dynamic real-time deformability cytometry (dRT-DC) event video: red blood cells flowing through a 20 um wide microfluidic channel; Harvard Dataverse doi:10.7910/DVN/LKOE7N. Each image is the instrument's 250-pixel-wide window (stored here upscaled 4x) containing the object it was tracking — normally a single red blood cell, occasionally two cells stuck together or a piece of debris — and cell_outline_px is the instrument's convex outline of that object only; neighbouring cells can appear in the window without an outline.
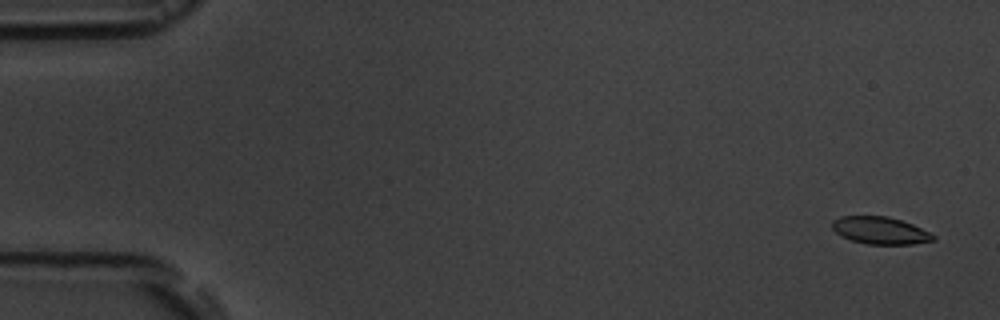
{"species": "common noctule bat (a hibernating species)", "species_latin": "Nyctalus noctula", "temperature_condition": "room temperature", "stored_images_in_passage": 15, "camera_frame_rate_fps": 3000, "um_per_image_px": 0.085, "animal": {"sex": "male", "body_mass_g": 19.5, "forearm_length_mm": 54.6}, "frame": {"image": 1, "passage_image": 1, "time_ms": 0.0, "image_size_px": [1000, 320], "cell_outline_px": [[936, 240], [912, 244], [868, 244], [852, 240], [840, 236], [832, 228], [832, 220], [840, 216], [888, 216], [912, 224], [936, 236]], "centroid_in_image_um": [74.8, 19.59], "position_along_channel_um": 10.2, "area_um2": 16.01}}
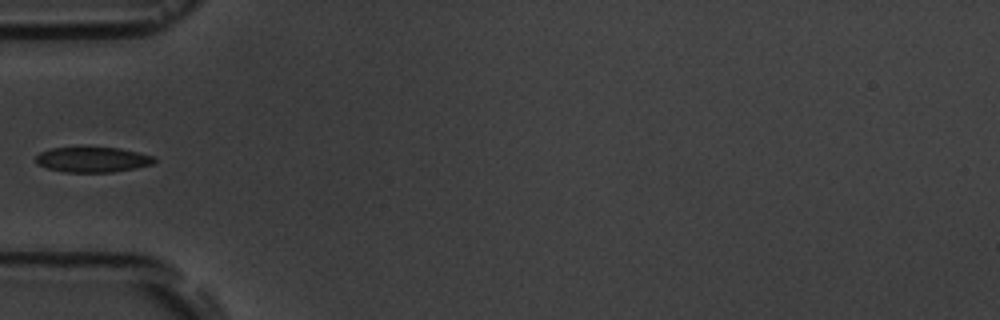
{"frame": {"image": 2, "passage_image": 5, "time_ms": 5.667, "image_size_px": [1000, 320], "cell_outline_px": [[156, 160], [152, 164], [136, 168], [112, 172], [64, 172], [48, 168], [36, 164], [36, 156], [40, 152], [52, 148], [84, 144], [120, 148], [152, 156]], "centroid_in_image_um": [7.82, 13.52], "position_along_channel_um": 77.2, "area_um2": 18.15}}
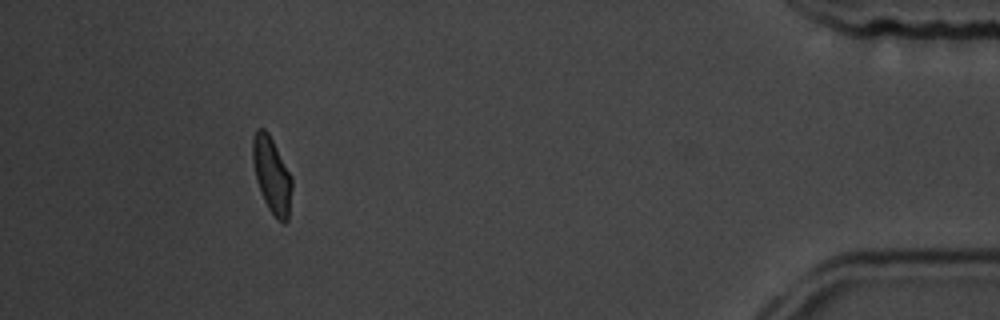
{"frame": {"image": 3, "passage_image": 14, "time_ms": 16.667, "image_size_px": [1000, 320], "cell_outline_px": [[292, 188], [288, 220], [284, 224], [276, 220], [268, 208], [264, 200], [256, 180], [252, 160], [252, 140], [256, 128], [264, 128], [268, 132], [292, 180]], "centroid_in_image_um": [23.08, 14.92], "position_along_channel_um": 412.1, "area_um2": 17.22}, "authors_computed_cell_mechanics": {"area_um2": 17.1088, "velocity_mm_per_s": 3.5925, "shape_relaxation_time_tau1_ms": 4.1086, "shape_relaxation_time_tau2_ms": 1.9291, "deformation_change_tau1": 0.1066, "deformation_change_tau2": 0.0665}}